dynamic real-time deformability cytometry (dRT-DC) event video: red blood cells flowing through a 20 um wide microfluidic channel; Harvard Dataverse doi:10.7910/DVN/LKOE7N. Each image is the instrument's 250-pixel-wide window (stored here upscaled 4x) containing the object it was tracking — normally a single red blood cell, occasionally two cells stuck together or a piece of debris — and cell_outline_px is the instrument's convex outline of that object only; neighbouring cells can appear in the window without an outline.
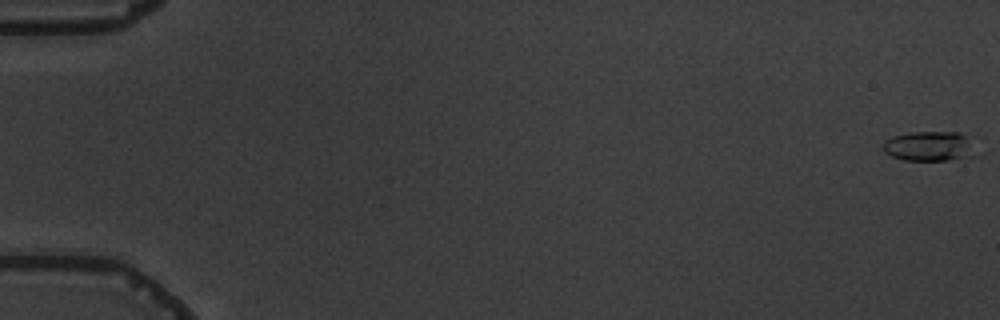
{"species": "common noctule bat (a hibernating species)", "species_latin": "Nyctalus noctula", "temperature_condition": "warm", "stored_images_in_passage": 6, "camera_frame_rate_fps": 3000, "um_per_image_px": 0.085, "animal": {"sex": "male", "body_mass_g": 19.5, "forearm_length_mm": 54.6}, "frame": {"image": 1, "passage_image": 1, "time_ms": 0.0, "image_size_px": [1000, 320], "cell_outline_px": [[976, 156], [948, 160], [904, 160], [892, 156], [884, 152], [880, 148], [880, 144], [884, 140], [892, 136], [912, 132], [960, 132], [964, 136]], "centroid_in_image_um": [78.87, 12.43], "position_along_channel_um": 6.1, "area_um2": 16.01}}
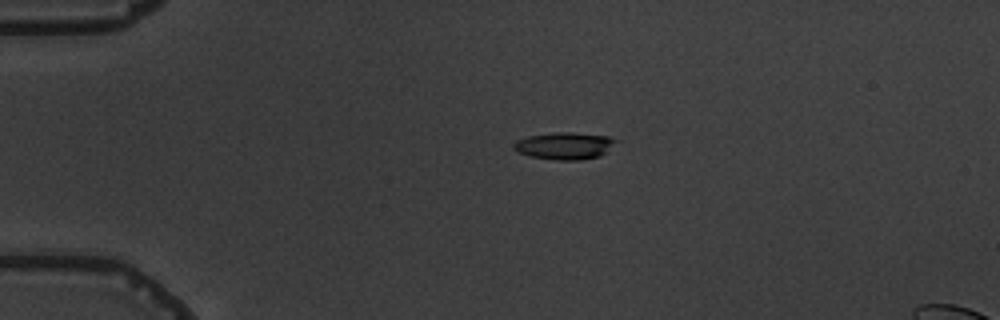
{"frame": {"image": 2, "passage_image": 4, "time_ms": 4.333, "image_size_px": [1000, 320], "cell_outline_px": [[620, 140], [608, 152], [600, 156], [580, 160], [556, 160], [528, 156], [516, 152], [512, 148], [512, 144], [516, 140], [528, 136], [552, 132], [572, 132], [608, 136]], "centroid_in_image_um": [47.99, 12.39], "position_along_channel_um": 37.0, "area_um2": 16.59}}